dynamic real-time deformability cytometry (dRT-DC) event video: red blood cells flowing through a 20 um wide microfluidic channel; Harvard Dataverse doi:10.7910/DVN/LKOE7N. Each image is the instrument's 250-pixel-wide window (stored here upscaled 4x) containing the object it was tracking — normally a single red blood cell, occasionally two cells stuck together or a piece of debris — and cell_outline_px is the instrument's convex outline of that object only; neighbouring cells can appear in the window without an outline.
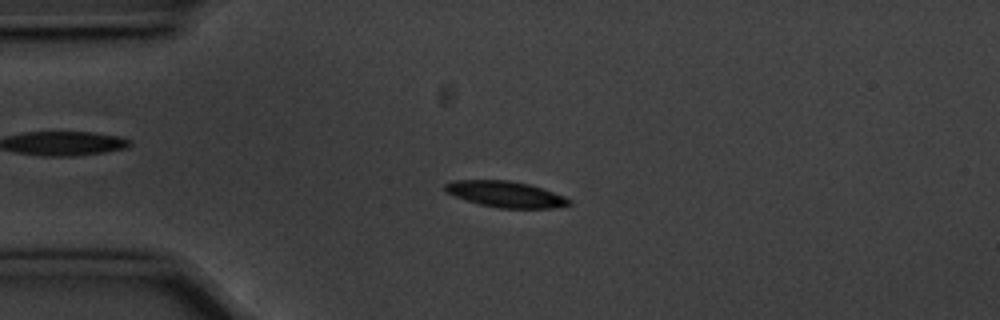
{"species": "common noctule bat (a hibernating species)", "species_latin": "Nyctalus noctula", "temperature_condition": "cold", "stored_images_in_passage": 56, "camera_frame_rate_fps": 3000, "um_per_image_px": 0.085, "animal": {"sex": "male", "body_mass_g": 20.1, "forearm_length_mm": 53.5}, "frame": {"image": 1, "passage_image": 13, "time_ms": 4.0, "image_size_px": [1000, 320], "cell_outline_px": [[572, 204], [552, 208], [500, 208], [480, 204], [456, 196], [448, 192], [444, 188], [444, 184], [456, 180], [508, 180], [528, 184], [564, 196], [572, 200]], "centroid_in_image_um": [43.0, 16.51], "position_along_channel_um": 42.0, "area_um2": 18.5}}
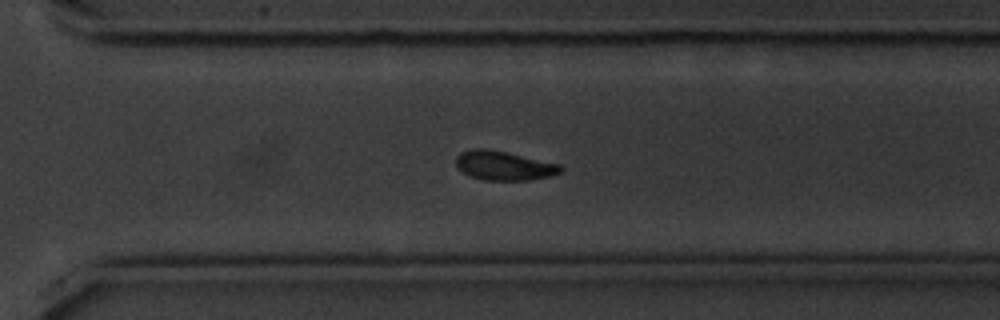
{"frame": {"image": 2, "passage_image": 39, "time_ms": 12.667, "image_size_px": [1000, 320], "cell_outline_px": [[564, 168], [560, 172], [552, 176], [528, 180], [484, 180], [472, 176], [456, 168], [456, 156], [460, 152], [472, 148], [484, 148], [504, 152], [560, 164]], "centroid_in_image_um": [42.81, 14.08], "position_along_channel_um": 327.8, "area_um2": 17.69}}
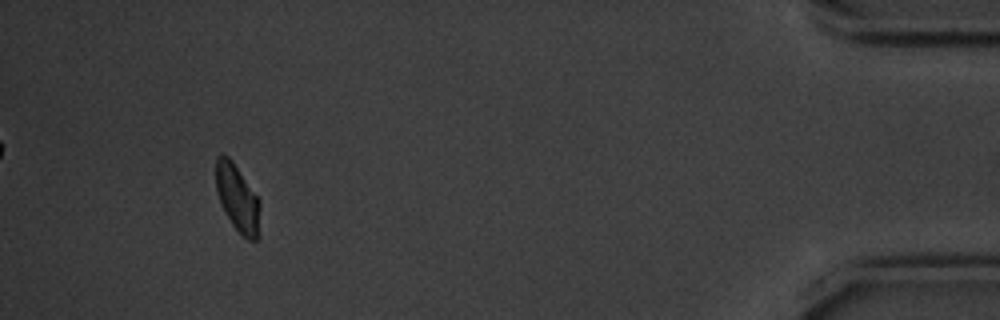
{"frame": {"image": 3, "passage_image": 52, "time_ms": 17.0, "image_size_px": [1000, 320], "cell_outline_px": [[260, 236], [256, 240], [248, 240], [232, 224], [220, 200], [216, 188], [216, 156], [220, 152], [228, 156], [232, 160], [260, 200]], "centroid_in_image_um": [20.22, 16.83], "position_along_channel_um": 415.0, "area_um2": 17.22}, "authors_computed_cell_mechanics": {"area_um2": 18.3515, "velocity_mm_per_s": 3.5426, "shape_relaxation_time_tau1_ms": 2.3929, "shape_relaxation_time_tau2_ms": null, "deformation_change_tau1": 0.0914, "deformation_change_tau2": null}}